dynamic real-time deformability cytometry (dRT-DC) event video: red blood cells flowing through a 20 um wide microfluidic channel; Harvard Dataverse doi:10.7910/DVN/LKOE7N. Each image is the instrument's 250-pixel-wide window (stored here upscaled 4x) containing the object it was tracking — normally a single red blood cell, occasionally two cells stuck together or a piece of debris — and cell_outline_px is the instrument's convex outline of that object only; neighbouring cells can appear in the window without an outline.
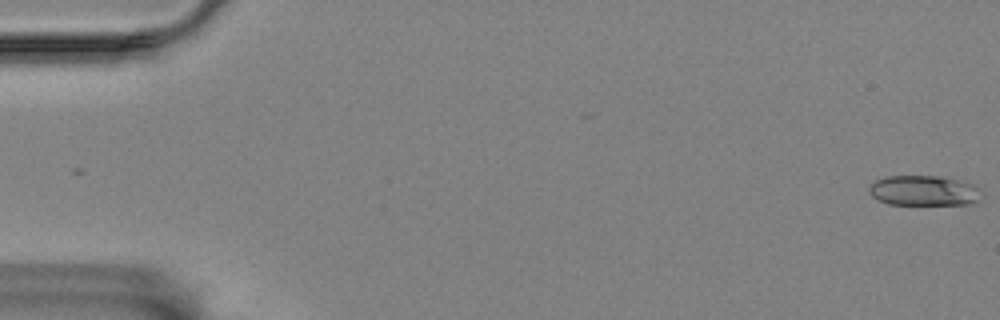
{"species": "Egyptian fruit bat (a non-hibernating species)", "species_latin": "Rousettus aegyptiacus", "temperature_condition": "room temperature", "stored_images_in_passage": 57, "camera_frame_rate_fps": 3000, "um_per_image_px": 0.085, "animal": {"sex": "female"}, "frame": {"image": 1, "passage_image": 1, "time_ms": 0.0, "image_size_px": [1000, 320], "cell_outline_px": [[984, 196], [968, 204], [888, 204], [872, 196], [868, 192], [868, 188], [876, 180], [884, 176], [936, 176], [956, 180], [972, 184], [980, 188], [984, 192]], "centroid_in_image_um": [78.54, 16.2], "position_along_channel_um": 6.5, "area_um2": 19.71}}
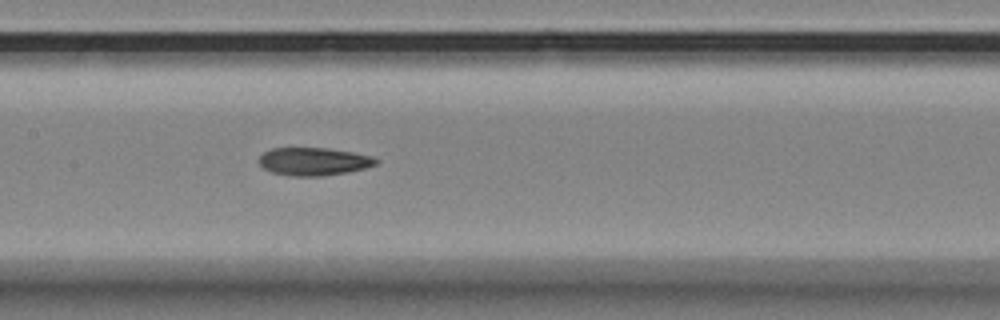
{"frame": {"image": 2, "passage_image": 28, "time_ms": 9.0, "image_size_px": [1000, 320], "cell_outline_px": [[380, 160], [376, 164], [364, 168], [348, 172], [320, 176], [292, 176], [272, 172], [264, 168], [256, 160], [264, 152], [272, 148], [328, 148], [352, 152], [372, 156]], "centroid_in_image_um": [26.65, 13.72], "position_along_channel_um": 180.7, "area_um2": 19.02}}
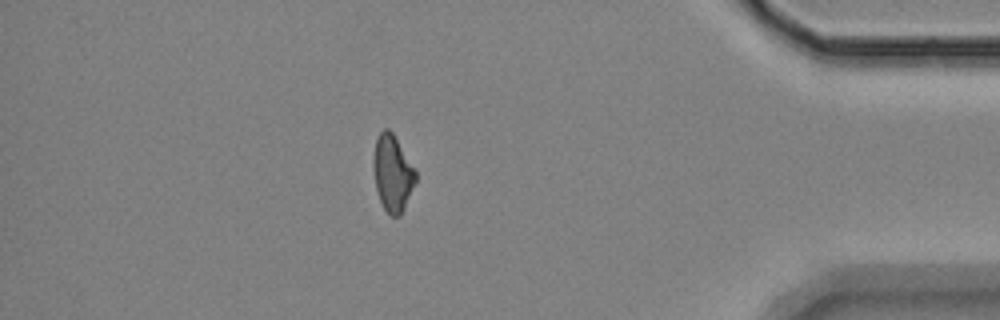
{"frame": {"image": 3, "passage_image": 50, "time_ms": 16.333, "image_size_px": [1000, 320], "cell_outline_px": [[416, 180], [404, 208], [400, 216], [388, 216], [380, 200], [376, 188], [372, 168], [372, 160], [376, 136], [384, 128], [388, 128], [392, 132], [416, 172]], "centroid_in_image_um": [33.33, 14.72], "position_along_channel_um": 401.9, "area_um2": 18.73}, "authors_computed_cell_mechanics": {"area_um2": 19.2474, "velocity_mm_per_s": 3.5253, "shape_relaxation_time_tau1_ms": 11.0209, "shape_relaxation_time_tau2_ms": null, "deformation_change_tau1": 0.2237, "deformation_change_tau2": null}}